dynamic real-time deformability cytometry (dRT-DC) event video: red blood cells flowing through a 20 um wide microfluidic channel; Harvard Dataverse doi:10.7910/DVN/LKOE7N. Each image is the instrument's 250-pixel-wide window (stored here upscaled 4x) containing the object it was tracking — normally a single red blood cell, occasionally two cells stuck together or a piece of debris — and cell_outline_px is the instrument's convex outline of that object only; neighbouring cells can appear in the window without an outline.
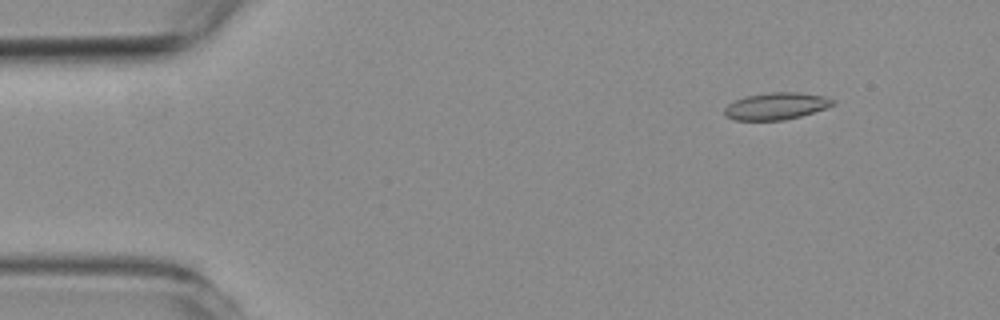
{"species": "common noctule bat (a hibernating species)", "species_latin": "Nyctalus noctula", "temperature_condition": "room temperature", "stored_images_in_passage": 54, "camera_frame_rate_fps": 3000, "um_per_image_px": 0.085, "animal": {"sex": "female", "body_mass_g": 19.3, "forearm_length_mm": 54.1}, "frame": {"image": 1, "passage_image": 6, "time_ms": 1.667, "image_size_px": [1000, 320], "cell_outline_px": [[836, 104], [828, 108], [800, 116], [784, 120], [736, 120], [724, 116], [724, 108], [728, 104], [744, 96], [772, 92], [796, 92], [824, 96], [836, 100]], "centroid_in_image_um": [66.0, 9.02], "position_along_channel_um": 19.0, "area_um2": 17.17}}
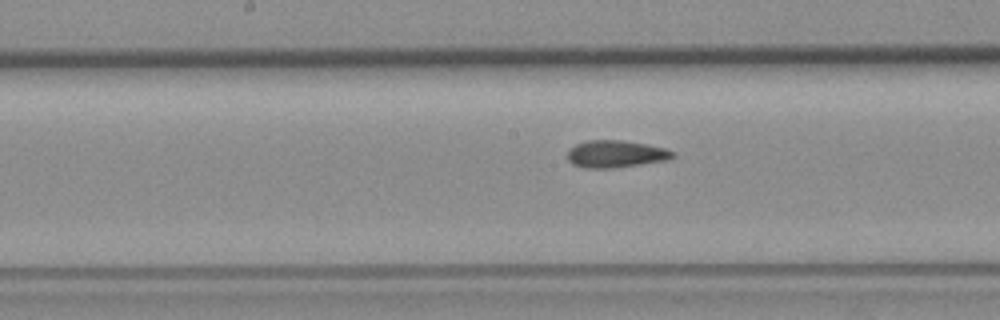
{"frame": {"image": 2, "passage_image": 27, "time_ms": 8.667, "image_size_px": [1000, 320], "cell_outline_px": [[676, 156], [668, 160], [612, 168], [584, 168], [572, 164], [568, 160], [568, 152], [576, 144], [588, 140], [620, 140], [648, 144], [664, 148], [676, 152]], "centroid_in_image_um": [52.37, 13.09], "position_along_channel_um": 195.8, "area_um2": 16.7}}
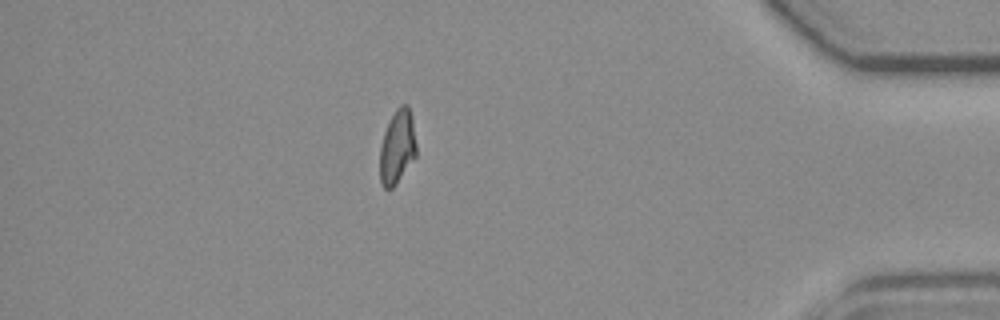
{"frame": {"image": 3, "passage_image": 47, "time_ms": 15.333, "image_size_px": [1000, 320], "cell_outline_px": [[416, 156], [396, 184], [392, 188], [384, 188], [380, 184], [380, 148], [384, 132], [396, 108], [400, 104], [408, 104], [412, 116], [416, 144]], "centroid_in_image_um": [33.77, 12.48], "position_along_channel_um": 401.4, "area_um2": 15.72}, "authors_computed_cell_mechanics": {"area_um2": 16.7042, "velocity_mm_per_s": 3.7713, "shape_relaxation_time_tau1_ms": null, "shape_relaxation_time_tau2_ms": 2.8854, "deformation_change_tau1": null, "deformation_change_tau2": 0.0797}}